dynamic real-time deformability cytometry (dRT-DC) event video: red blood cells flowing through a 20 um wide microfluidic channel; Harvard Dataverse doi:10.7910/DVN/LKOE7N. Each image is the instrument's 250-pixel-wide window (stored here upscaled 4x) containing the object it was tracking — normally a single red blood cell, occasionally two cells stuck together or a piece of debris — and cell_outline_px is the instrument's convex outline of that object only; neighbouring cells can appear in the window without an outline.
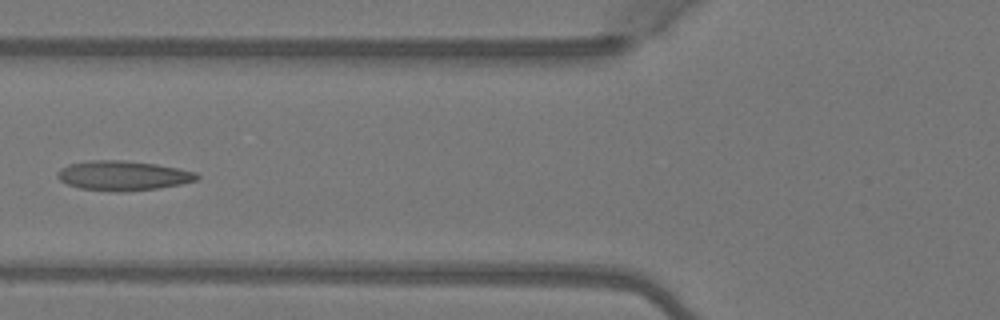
{"species": "Egyptian fruit bat (a non-hibernating species)", "species_latin": "Rousettus aegyptiacus", "temperature_condition": "warm", "stored_images_in_passage": 6, "camera_frame_rate_fps": 3000, "um_per_image_px": 0.085, "animal": {"sex": "female"}, "frame": {"image": 1, "passage_image": 6, "time_ms": 1.667, "image_size_px": [1000, 320], "cell_outline_px": [[200, 176], [196, 180], [180, 184], [160, 188], [124, 192], [116, 192], [80, 188], [68, 184], [60, 180], [56, 176], [56, 172], [60, 168], [68, 164], [88, 160], [124, 160], [156, 164], [180, 168], [196, 172]], "centroid_in_image_um": [10.44, 14.92], "position_along_channel_um": 115.4, "area_um2": 24.33}}